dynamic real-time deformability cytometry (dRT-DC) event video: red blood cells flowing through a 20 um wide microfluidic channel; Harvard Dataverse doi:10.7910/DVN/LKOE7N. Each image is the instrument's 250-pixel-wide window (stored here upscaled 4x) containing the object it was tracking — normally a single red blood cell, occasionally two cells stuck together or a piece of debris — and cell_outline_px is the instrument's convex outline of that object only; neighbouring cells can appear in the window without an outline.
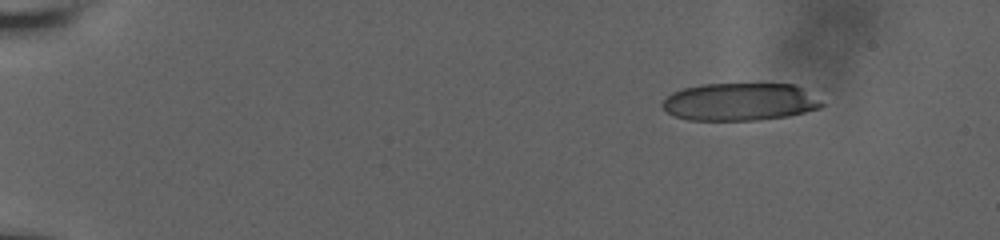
{"species": "human", "species_latin": "Homo sapiens", "temperature_condition": "room temperature", "stored_images_in_passage": 50, "camera_frame_rate_fps": 3000, "um_per_image_px": 0.085, "donor": {"sex": "male"}, "frame": {"image": 1, "passage_image": 1, "time_ms": 0.0, "image_size_px": [1000, 240], "cell_outline_px": [[824, 104], [820, 108], [788, 116], [760, 120], [688, 120], [676, 116], [668, 112], [660, 104], [672, 92], [684, 88], [700, 84], [796, 84], [816, 96]], "centroid_in_image_um": [62.9, 8.65], "position_along_channel_um": 22.1, "area_um2": 35.03}}
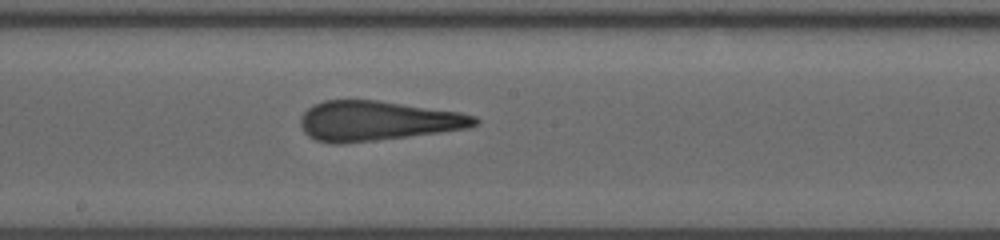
{"frame": {"image": 2, "passage_image": 27, "time_ms": 8.667, "image_size_px": [1000, 240], "cell_outline_px": [[480, 120], [476, 124], [468, 128], [440, 132], [408, 136], [340, 144], [336, 144], [316, 140], [308, 136], [304, 132], [300, 124], [300, 116], [308, 108], [324, 100], [376, 100], [460, 112], [476, 116]], "centroid_in_image_um": [32.06, 10.27], "position_along_channel_um": 216.1, "area_um2": 40.11}}
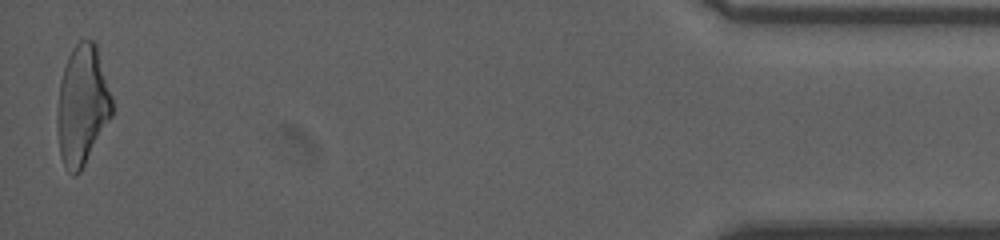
{"frame": {"image": 3, "passage_image": 50, "time_ms": 16.333, "image_size_px": [1000, 240], "cell_outline_px": [[112, 116], [80, 172], [76, 176], [72, 176], [64, 168], [60, 156], [56, 120], [60, 80], [68, 56], [72, 48], [80, 40], [92, 40], [96, 44], [112, 96]], "centroid_in_image_um": [6.98, 8.98], "position_along_channel_um": 428.2, "area_um2": 38.38}, "authors_computed_cell_mechanics": {"area_um2": 39.7375, "velocity_mm_per_s": 3.7995, "shape_relaxation_time_tau1_ms": 8.1791, "shape_relaxation_time_tau2_ms": 1.2431, "deformation_change_tau1": 0.2645, "deformation_change_tau2": 0.1375}}